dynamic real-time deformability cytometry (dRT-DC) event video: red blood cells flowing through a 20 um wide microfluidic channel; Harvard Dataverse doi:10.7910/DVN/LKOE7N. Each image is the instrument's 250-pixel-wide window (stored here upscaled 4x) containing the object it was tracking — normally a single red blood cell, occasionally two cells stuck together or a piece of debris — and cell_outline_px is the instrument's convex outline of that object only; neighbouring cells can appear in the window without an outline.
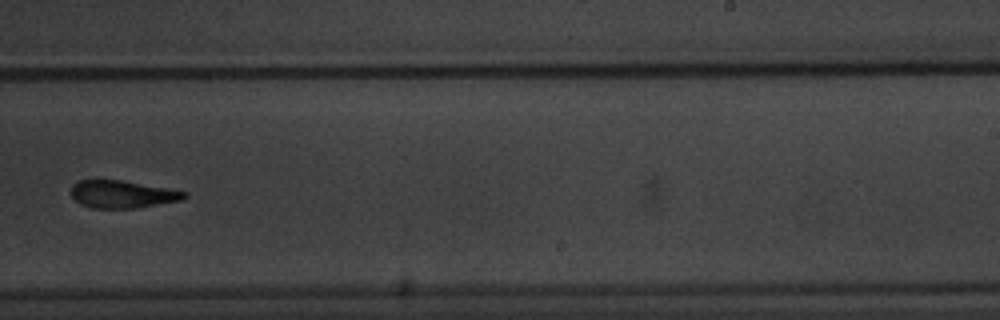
{"species": "common noctule bat (a hibernating species)", "species_latin": "Nyctalus noctula", "temperature_condition": "warm", "stored_images_in_passage": 10, "camera_frame_rate_fps": 3000, "um_per_image_px": 0.085, "animal": {"sex": "male", "body_mass_g": 20.1, "forearm_length_mm": 53.5}, "frame": {"image": 1, "passage_image": 9, "time_ms": 9.333, "image_size_px": [1000, 320], "cell_outline_px": [[188, 196], [180, 200], [136, 208], [92, 208], [80, 204], [72, 196], [72, 184], [76, 180], [120, 180], [172, 188], [188, 192]], "centroid_in_image_um": [10.42, 16.5], "position_along_channel_um": 278.6, "area_um2": 18.26}}